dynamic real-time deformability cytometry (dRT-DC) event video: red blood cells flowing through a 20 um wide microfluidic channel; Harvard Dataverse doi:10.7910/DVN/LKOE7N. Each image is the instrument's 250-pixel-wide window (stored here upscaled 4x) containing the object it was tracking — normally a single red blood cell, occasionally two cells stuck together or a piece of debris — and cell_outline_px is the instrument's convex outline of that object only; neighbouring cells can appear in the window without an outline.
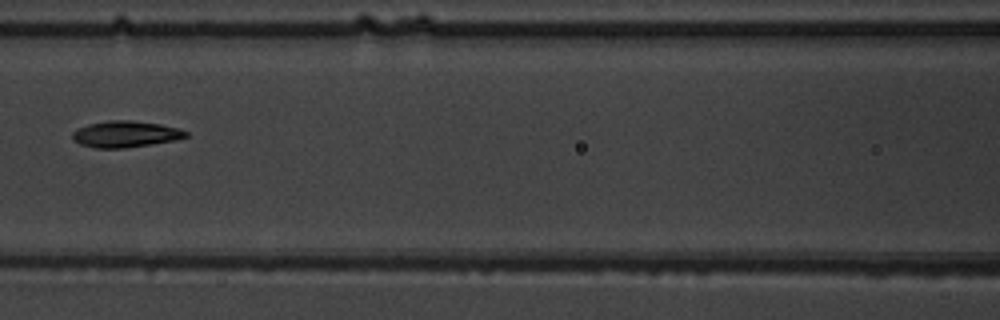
{"species": "common noctule bat (a hibernating species)", "species_latin": "Nyctalus noctula", "temperature_condition": "warm", "stored_images_in_passage": 7, "camera_frame_rate_fps": 3000, "um_per_image_px": 0.085, "animal": {"sex": "male", "body_mass_g": 19.5, "forearm_length_mm": 54.6}, "frame": {"image": 1, "passage_image": 7, "time_ms": 7.667, "image_size_px": [1000, 320], "cell_outline_px": [[188, 136], [176, 140], [152, 144], [124, 148], [96, 148], [80, 144], [72, 140], [72, 132], [76, 128], [88, 124], [108, 120], [132, 120], [160, 124], [180, 128], [188, 132]], "centroid_in_image_um": [10.66, 11.39], "position_along_channel_um": 155.9, "area_um2": 17.63}}